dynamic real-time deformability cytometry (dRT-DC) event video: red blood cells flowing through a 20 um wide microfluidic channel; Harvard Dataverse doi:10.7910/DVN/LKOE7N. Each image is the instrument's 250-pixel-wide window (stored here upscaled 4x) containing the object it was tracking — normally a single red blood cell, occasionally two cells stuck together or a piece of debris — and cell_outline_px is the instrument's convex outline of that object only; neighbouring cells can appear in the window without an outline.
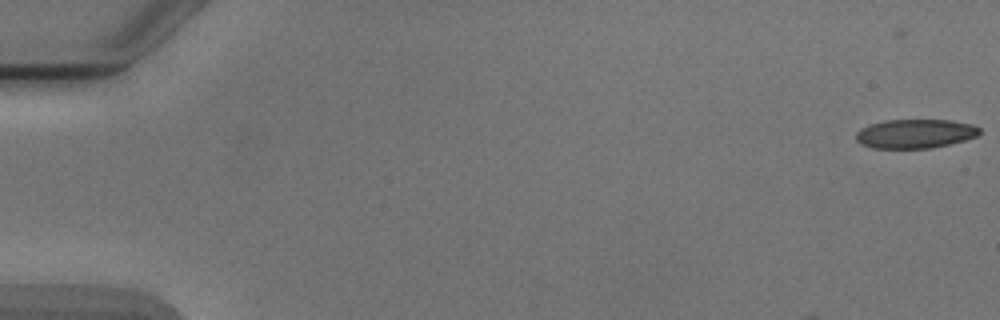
{"species": "Egyptian fruit bat (a non-hibernating species)", "species_latin": "Rousettus aegyptiacus", "temperature_condition": "cold", "stored_images_in_passage": 7, "camera_frame_rate_fps": 3000, "um_per_image_px": 0.085, "animal": {"sex": "male"}, "frame": {"image": 1, "passage_image": 2, "time_ms": 1.333, "image_size_px": [1000, 320], "cell_outline_px": [[980, 132], [976, 136], [964, 140], [932, 148], [872, 148], [860, 144], [856, 140], [856, 132], [872, 124], [884, 120], [952, 120], [972, 124], [980, 128]], "centroid_in_image_um": [77.79, 11.36], "position_along_channel_um": 7.2, "area_um2": 20.81}}
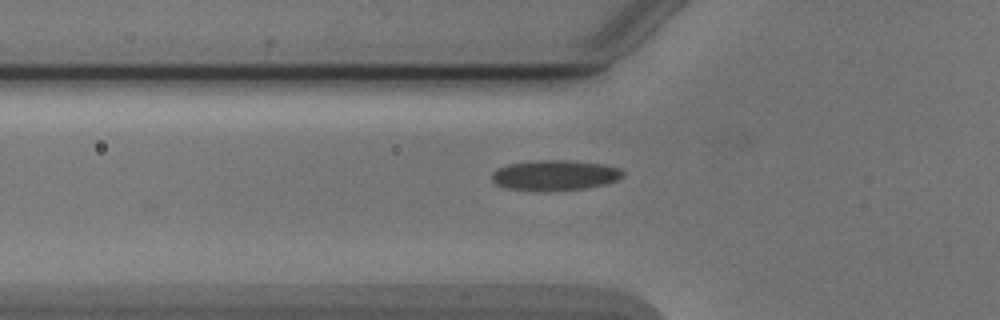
{"frame": {"image": 2, "passage_image": 7, "time_ms": 7.333, "image_size_px": [1000, 320], "cell_outline_px": [[624, 176], [616, 180], [604, 184], [584, 188], [548, 192], [508, 188], [496, 184], [492, 180], [492, 172], [496, 168], [508, 164], [532, 160], [572, 160], [604, 164], [620, 168], [624, 172]], "centroid_in_image_um": [47.15, 14.89], "position_along_channel_um": 78.6, "area_um2": 23.47}}